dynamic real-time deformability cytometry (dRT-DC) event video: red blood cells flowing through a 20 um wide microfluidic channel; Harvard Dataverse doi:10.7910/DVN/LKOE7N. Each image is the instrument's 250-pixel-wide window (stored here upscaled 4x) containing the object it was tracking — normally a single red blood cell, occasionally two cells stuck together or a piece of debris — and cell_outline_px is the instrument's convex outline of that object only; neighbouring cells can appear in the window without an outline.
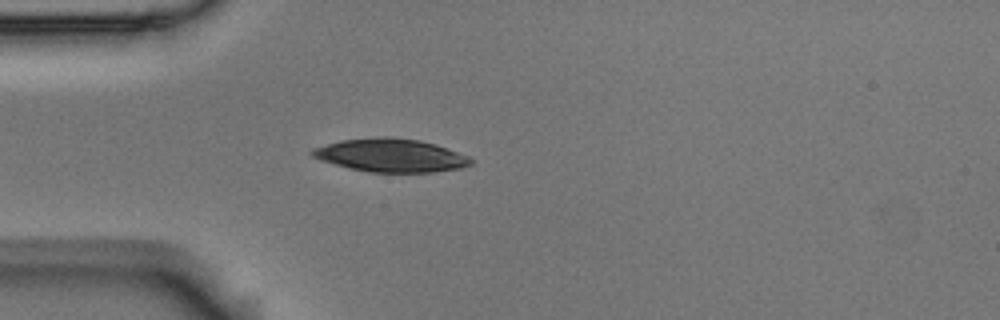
{"species": "Egyptian fruit bat (a non-hibernating species)", "species_latin": "Rousettus aegyptiacus", "temperature_condition": "room temperature", "stored_images_in_passage": 5, "camera_frame_rate_fps": 3000, "um_per_image_px": 0.085, "animal": {"sex": "male"}, "frame": {"image": 1, "passage_image": 5, "time_ms": 1.333, "image_size_px": [1000, 320], "cell_outline_px": [[476, 160], [472, 164], [460, 168], [432, 172], [368, 172], [320, 160], [312, 156], [308, 152], [312, 148], [340, 140], [380, 136], [392, 136], [420, 140], [436, 144], [468, 156]], "centroid_in_image_um": [33.22, 13.19], "position_along_channel_um": 51.8, "area_um2": 30.87}}